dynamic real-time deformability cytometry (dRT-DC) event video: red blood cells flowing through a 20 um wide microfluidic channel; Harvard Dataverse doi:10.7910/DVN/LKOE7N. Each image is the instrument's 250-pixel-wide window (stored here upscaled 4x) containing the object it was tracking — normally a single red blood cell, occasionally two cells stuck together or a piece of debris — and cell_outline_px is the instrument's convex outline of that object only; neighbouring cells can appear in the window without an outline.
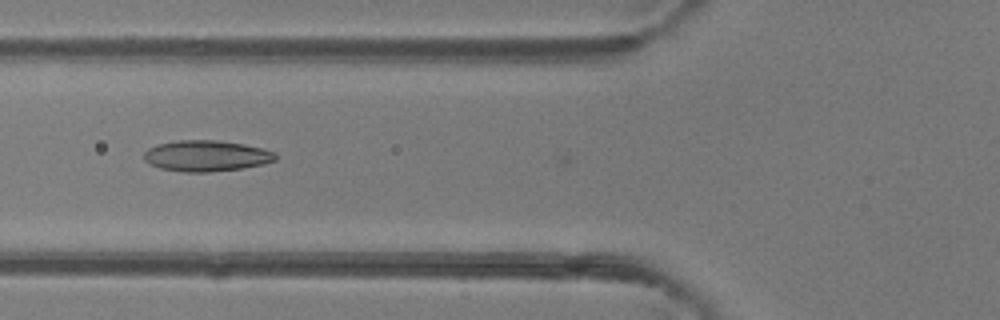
{"species": "common noctule bat (a hibernating species)", "species_latin": "Nyctalus noctula", "temperature_condition": "room temperature", "stored_images_in_passage": 17, "camera_frame_rate_fps": 3000, "um_per_image_px": 0.085, "animal": {"sex": "female"}, "frame": {"image": 1, "passage_image": 16, "time_ms": 5.0, "image_size_px": [1000, 320], "cell_outline_px": [[276, 160], [264, 164], [244, 168], [208, 172], [184, 172], [160, 168], [148, 164], [144, 160], [144, 152], [148, 148], [156, 144], [176, 140], [216, 140], [244, 144], [276, 152]], "centroid_in_image_um": [17.51, 13.25], "position_along_channel_um": 108.3, "area_um2": 23.93}}